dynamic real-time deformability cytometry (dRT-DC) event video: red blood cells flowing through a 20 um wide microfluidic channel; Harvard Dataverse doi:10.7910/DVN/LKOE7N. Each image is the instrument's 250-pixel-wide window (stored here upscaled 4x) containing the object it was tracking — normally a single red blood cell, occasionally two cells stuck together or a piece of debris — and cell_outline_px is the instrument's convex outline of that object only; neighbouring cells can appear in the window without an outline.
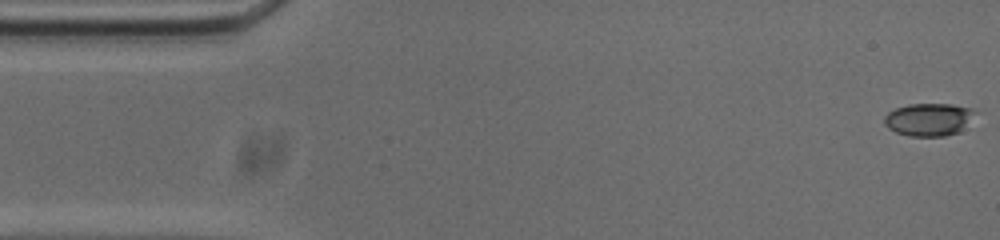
{"species": "common noctule bat (a hibernating species)", "species_latin": "Nyctalus noctula", "temperature_condition": "cold", "stored_images_in_passage": 54, "camera_frame_rate_fps": 3000, "um_per_image_px": 0.085, "animal": {"sex": "male", "body_mass_g": 20.0, "forearm_length_mm": 53.3}, "frame": {"image": 1, "passage_image": 1, "time_ms": 0.0, "image_size_px": [1000, 240], "cell_outline_px": [[976, 112], [960, 132], [944, 136], [908, 136], [896, 132], [888, 128], [884, 124], [884, 116], [888, 112], [896, 108], [908, 104], [952, 104], [972, 108]], "centroid_in_image_um": [78.92, 10.15], "position_along_channel_um": 6.1, "area_um2": 17.34}}
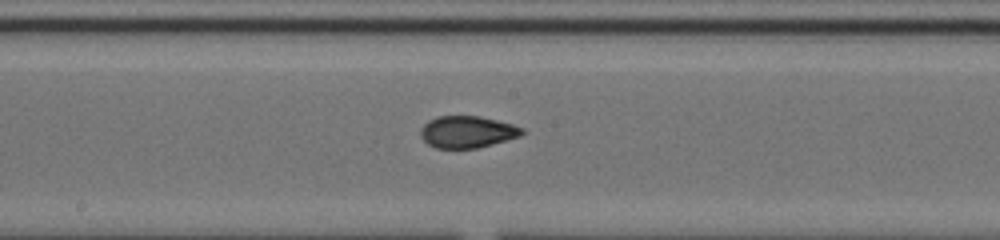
{"frame": {"image": 2, "passage_image": 27, "time_ms": 8.667, "image_size_px": [1000, 240], "cell_outline_px": [[524, 132], [520, 136], [492, 144], [476, 148], [436, 148], [428, 144], [420, 136], [420, 128], [428, 120], [436, 116], [480, 116], [512, 124], [524, 128]], "centroid_in_image_um": [39.69, 11.2], "position_along_channel_um": 208.5, "area_um2": 18.84}}
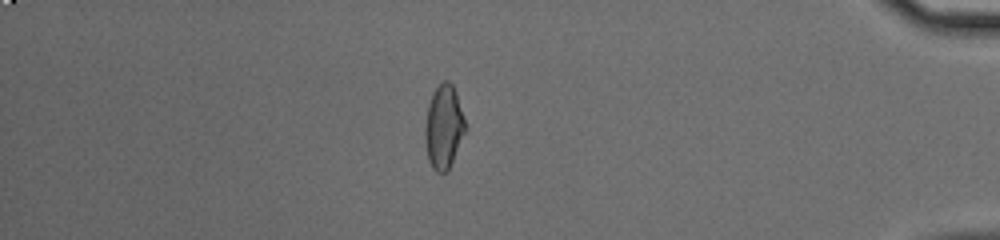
{"frame": {"image": 3, "passage_image": 46, "time_ms": 15.0, "image_size_px": [1000, 240], "cell_outline_px": [[468, 128], [448, 172], [436, 172], [432, 168], [428, 160], [424, 136], [424, 128], [428, 104], [432, 92], [444, 80], [448, 80], [452, 84], [456, 92]], "centroid_in_image_um": [37.73, 10.81], "position_along_channel_um": 397.5, "area_um2": 20.11}, "authors_computed_cell_mechanics": {"area_um2": 18.9006, "velocity_mm_per_s": 3.7331, "shape_relaxation_time_tau1_ms": null, "shape_relaxation_time_tau2_ms": 1.5082, "deformation_change_tau1": null, "deformation_change_tau2": 0.0562}}